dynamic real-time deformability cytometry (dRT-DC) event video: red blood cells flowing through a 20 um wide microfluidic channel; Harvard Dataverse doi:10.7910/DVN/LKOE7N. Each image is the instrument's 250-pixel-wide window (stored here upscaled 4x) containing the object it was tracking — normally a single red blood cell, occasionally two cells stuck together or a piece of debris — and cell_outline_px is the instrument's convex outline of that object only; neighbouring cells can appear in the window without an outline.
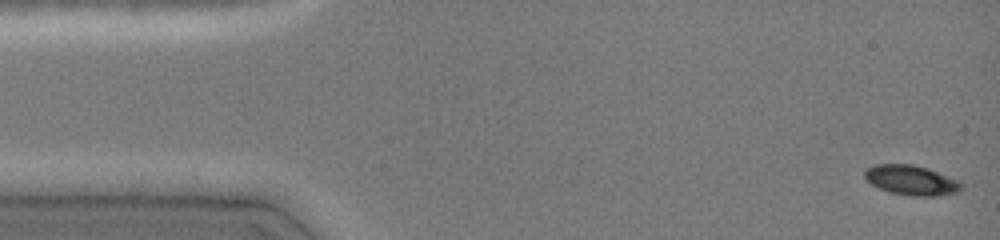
{"species": "common noctule bat (a hibernating species)", "species_latin": "Nyctalus noctula", "temperature_condition": "cold", "stored_images_in_passage": 46, "camera_frame_rate_fps": 3000, "um_per_image_px": 0.085, "animal": {"sex": "female", "body_mass_g": 19.0, "forearm_length_mm": 51.5}, "frame": {"image": 1, "passage_image": 1, "time_ms": 0.0, "image_size_px": [1000, 240], "cell_outline_px": [[964, 188], [956, 192], [936, 196], [912, 196], [888, 192], [872, 184], [864, 176], [864, 172], [868, 168], [876, 164], [912, 164], [928, 168], [956, 180]], "centroid_in_image_um": [77.44, 15.32], "position_along_channel_um": 7.6, "area_um2": 16.59}}
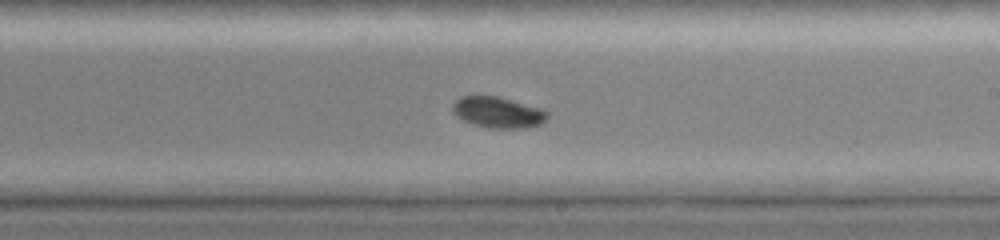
{"frame": {"image": 2, "passage_image": 27, "time_ms": 8.667, "image_size_px": [1000, 240], "cell_outline_px": [[548, 116], [540, 124], [528, 128], [488, 128], [472, 124], [456, 116], [452, 112], [452, 104], [460, 96], [476, 92], [496, 96], [544, 108], [548, 112]], "centroid_in_image_um": [42.28, 9.51], "position_along_channel_um": 246.7, "area_um2": 17.8}}
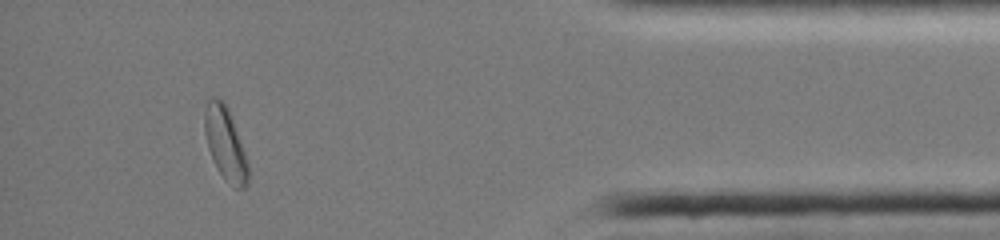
{"frame": {"image": 3, "passage_image": 42, "time_ms": 13.667, "image_size_px": [1000, 240], "cell_outline_px": [[248, 180], [244, 188], [236, 188], [224, 180], [216, 168], [212, 160], [208, 148], [204, 132], [204, 112], [208, 100], [212, 96], [216, 96], [228, 108], [244, 152], [248, 164]], "centroid_in_image_um": [19.12, 12.23], "position_along_channel_um": 416.1, "area_um2": 18.32}, "authors_computed_cell_mechanics": {"area_um2": 17.5712, "velocity_mm_per_s": 4.0853, "shape_relaxation_time_tau1_ms": 3.0383, "shape_relaxation_time_tau2_ms": null, "deformation_change_tau1": 0.0922, "deformation_change_tau2": null}}